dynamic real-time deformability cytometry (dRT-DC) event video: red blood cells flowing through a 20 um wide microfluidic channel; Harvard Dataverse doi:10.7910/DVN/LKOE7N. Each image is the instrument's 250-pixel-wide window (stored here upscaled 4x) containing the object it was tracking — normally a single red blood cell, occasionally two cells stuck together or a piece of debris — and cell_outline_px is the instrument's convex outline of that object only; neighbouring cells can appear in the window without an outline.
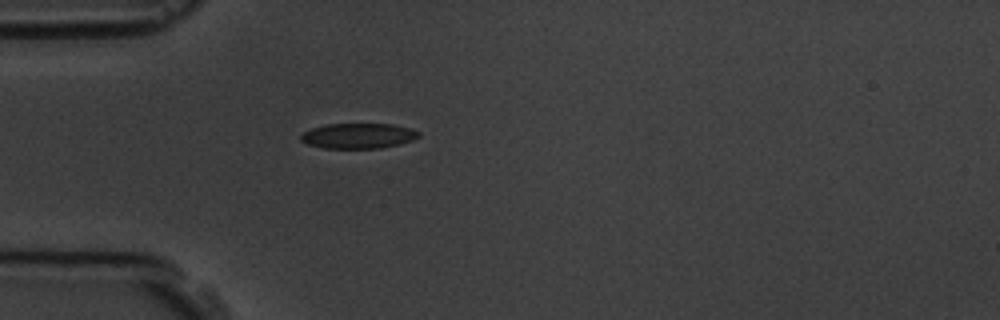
{"species": "common noctule bat (a hibernating species)", "species_latin": "Nyctalus noctula", "temperature_condition": "room temperature", "stored_images_in_passage": 1, "camera_frame_rate_fps": 3000, "um_per_image_px": 0.085, "animal": {"sex": "male", "body_mass_g": 19.5, "forearm_length_mm": 54.6}, "frame": {"image": 1, "passage_image": 1, "time_ms": 0.0, "image_size_px": [1000, 320], "cell_outline_px": [[420, 136], [412, 140], [400, 144], [380, 148], [324, 148], [308, 144], [300, 140], [300, 136], [304, 132], [312, 128], [324, 124], [392, 124], [412, 128], [420, 132]], "centroid_in_image_um": [30.47, 11.54], "position_along_channel_um": 54.5, "area_um2": 17.4}}